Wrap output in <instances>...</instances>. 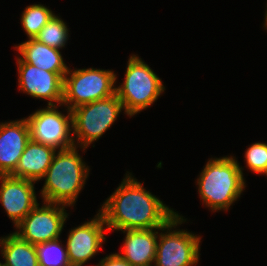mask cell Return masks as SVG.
Masks as SVG:
<instances>
[{
    "mask_svg": "<svg viewBox=\"0 0 267 266\" xmlns=\"http://www.w3.org/2000/svg\"><path fill=\"white\" fill-rule=\"evenodd\" d=\"M99 211L107 230L121 231L165 230L166 225L177 215L129 174Z\"/></svg>",
    "mask_w": 267,
    "mask_h": 266,
    "instance_id": "cell-1",
    "label": "cell"
},
{
    "mask_svg": "<svg viewBox=\"0 0 267 266\" xmlns=\"http://www.w3.org/2000/svg\"><path fill=\"white\" fill-rule=\"evenodd\" d=\"M88 166L82 162L76 146L62 149L53 156L41 191L44 202L68 206L74 204L88 177Z\"/></svg>",
    "mask_w": 267,
    "mask_h": 266,
    "instance_id": "cell-2",
    "label": "cell"
},
{
    "mask_svg": "<svg viewBox=\"0 0 267 266\" xmlns=\"http://www.w3.org/2000/svg\"><path fill=\"white\" fill-rule=\"evenodd\" d=\"M197 183L203 203L213 211L228 209L245 188L242 168L234 157L211 158Z\"/></svg>",
    "mask_w": 267,
    "mask_h": 266,
    "instance_id": "cell-3",
    "label": "cell"
},
{
    "mask_svg": "<svg viewBox=\"0 0 267 266\" xmlns=\"http://www.w3.org/2000/svg\"><path fill=\"white\" fill-rule=\"evenodd\" d=\"M124 80L116 94L130 116L148 108L165 89L161 79L136 55L129 58Z\"/></svg>",
    "mask_w": 267,
    "mask_h": 266,
    "instance_id": "cell-4",
    "label": "cell"
},
{
    "mask_svg": "<svg viewBox=\"0 0 267 266\" xmlns=\"http://www.w3.org/2000/svg\"><path fill=\"white\" fill-rule=\"evenodd\" d=\"M71 74V75H70ZM68 75L70 77H68ZM116 74L109 70L78 69L63 78V105L72 110L78 106L116 94Z\"/></svg>",
    "mask_w": 267,
    "mask_h": 266,
    "instance_id": "cell-5",
    "label": "cell"
},
{
    "mask_svg": "<svg viewBox=\"0 0 267 266\" xmlns=\"http://www.w3.org/2000/svg\"><path fill=\"white\" fill-rule=\"evenodd\" d=\"M123 109L117 94L72 109V129L81 147L99 139Z\"/></svg>",
    "mask_w": 267,
    "mask_h": 266,
    "instance_id": "cell-6",
    "label": "cell"
},
{
    "mask_svg": "<svg viewBox=\"0 0 267 266\" xmlns=\"http://www.w3.org/2000/svg\"><path fill=\"white\" fill-rule=\"evenodd\" d=\"M184 219L178 214L166 225L169 232L160 233L155 266H193L199 260L200 237L187 231H170ZM170 228V229H169Z\"/></svg>",
    "mask_w": 267,
    "mask_h": 266,
    "instance_id": "cell-7",
    "label": "cell"
},
{
    "mask_svg": "<svg viewBox=\"0 0 267 266\" xmlns=\"http://www.w3.org/2000/svg\"><path fill=\"white\" fill-rule=\"evenodd\" d=\"M55 108L57 106H47L46 109H39L26 118L30 137L35 142L55 149L71 148L75 145V139L72 135L70 136V131L73 130L71 128L72 112L68 109L69 113L65 116Z\"/></svg>",
    "mask_w": 267,
    "mask_h": 266,
    "instance_id": "cell-8",
    "label": "cell"
},
{
    "mask_svg": "<svg viewBox=\"0 0 267 266\" xmlns=\"http://www.w3.org/2000/svg\"><path fill=\"white\" fill-rule=\"evenodd\" d=\"M59 206L61 204L44 202V206L40 208L37 204L16 226L20 232L13 233L32 245L59 238L68 215L64 212L65 206Z\"/></svg>",
    "mask_w": 267,
    "mask_h": 266,
    "instance_id": "cell-9",
    "label": "cell"
},
{
    "mask_svg": "<svg viewBox=\"0 0 267 266\" xmlns=\"http://www.w3.org/2000/svg\"><path fill=\"white\" fill-rule=\"evenodd\" d=\"M19 88L35 98L49 100V106L62 105L63 79L54 72L46 71L17 58Z\"/></svg>",
    "mask_w": 267,
    "mask_h": 266,
    "instance_id": "cell-10",
    "label": "cell"
},
{
    "mask_svg": "<svg viewBox=\"0 0 267 266\" xmlns=\"http://www.w3.org/2000/svg\"><path fill=\"white\" fill-rule=\"evenodd\" d=\"M0 201L9 218L17 226L38 204L35 196L34 181L0 175Z\"/></svg>",
    "mask_w": 267,
    "mask_h": 266,
    "instance_id": "cell-11",
    "label": "cell"
},
{
    "mask_svg": "<svg viewBox=\"0 0 267 266\" xmlns=\"http://www.w3.org/2000/svg\"><path fill=\"white\" fill-rule=\"evenodd\" d=\"M104 225V218L99 212L96 218L70 231L66 249L71 265L82 266L97 253L106 239L103 234Z\"/></svg>",
    "mask_w": 267,
    "mask_h": 266,
    "instance_id": "cell-12",
    "label": "cell"
},
{
    "mask_svg": "<svg viewBox=\"0 0 267 266\" xmlns=\"http://www.w3.org/2000/svg\"><path fill=\"white\" fill-rule=\"evenodd\" d=\"M31 139L26 119L0 124V175H11Z\"/></svg>",
    "mask_w": 267,
    "mask_h": 266,
    "instance_id": "cell-13",
    "label": "cell"
},
{
    "mask_svg": "<svg viewBox=\"0 0 267 266\" xmlns=\"http://www.w3.org/2000/svg\"><path fill=\"white\" fill-rule=\"evenodd\" d=\"M55 152V148L30 139L11 175L34 182L42 179L51 165Z\"/></svg>",
    "mask_w": 267,
    "mask_h": 266,
    "instance_id": "cell-14",
    "label": "cell"
},
{
    "mask_svg": "<svg viewBox=\"0 0 267 266\" xmlns=\"http://www.w3.org/2000/svg\"><path fill=\"white\" fill-rule=\"evenodd\" d=\"M122 258L132 266H151L157 250V234L153 229L125 230Z\"/></svg>",
    "mask_w": 267,
    "mask_h": 266,
    "instance_id": "cell-15",
    "label": "cell"
},
{
    "mask_svg": "<svg viewBox=\"0 0 267 266\" xmlns=\"http://www.w3.org/2000/svg\"><path fill=\"white\" fill-rule=\"evenodd\" d=\"M15 48L18 49L21 59L26 63L57 73L62 79L68 72L59 49L49 47L34 38H30Z\"/></svg>",
    "mask_w": 267,
    "mask_h": 266,
    "instance_id": "cell-16",
    "label": "cell"
},
{
    "mask_svg": "<svg viewBox=\"0 0 267 266\" xmlns=\"http://www.w3.org/2000/svg\"><path fill=\"white\" fill-rule=\"evenodd\" d=\"M2 266H39L36 247L19 238L15 233L0 239Z\"/></svg>",
    "mask_w": 267,
    "mask_h": 266,
    "instance_id": "cell-17",
    "label": "cell"
},
{
    "mask_svg": "<svg viewBox=\"0 0 267 266\" xmlns=\"http://www.w3.org/2000/svg\"><path fill=\"white\" fill-rule=\"evenodd\" d=\"M39 266H70L67 249H63L59 239L35 245Z\"/></svg>",
    "mask_w": 267,
    "mask_h": 266,
    "instance_id": "cell-18",
    "label": "cell"
},
{
    "mask_svg": "<svg viewBox=\"0 0 267 266\" xmlns=\"http://www.w3.org/2000/svg\"><path fill=\"white\" fill-rule=\"evenodd\" d=\"M68 38V28L66 24L55 15L40 30L34 39L56 49L64 47Z\"/></svg>",
    "mask_w": 267,
    "mask_h": 266,
    "instance_id": "cell-19",
    "label": "cell"
},
{
    "mask_svg": "<svg viewBox=\"0 0 267 266\" xmlns=\"http://www.w3.org/2000/svg\"><path fill=\"white\" fill-rule=\"evenodd\" d=\"M53 15L50 9L41 4L28 6L23 11L21 23L29 39L35 38Z\"/></svg>",
    "mask_w": 267,
    "mask_h": 266,
    "instance_id": "cell-20",
    "label": "cell"
},
{
    "mask_svg": "<svg viewBox=\"0 0 267 266\" xmlns=\"http://www.w3.org/2000/svg\"><path fill=\"white\" fill-rule=\"evenodd\" d=\"M247 166L251 171L267 175V144L254 143L245 152Z\"/></svg>",
    "mask_w": 267,
    "mask_h": 266,
    "instance_id": "cell-21",
    "label": "cell"
},
{
    "mask_svg": "<svg viewBox=\"0 0 267 266\" xmlns=\"http://www.w3.org/2000/svg\"><path fill=\"white\" fill-rule=\"evenodd\" d=\"M97 266H132L128 261L119 254H111L99 262Z\"/></svg>",
    "mask_w": 267,
    "mask_h": 266,
    "instance_id": "cell-22",
    "label": "cell"
},
{
    "mask_svg": "<svg viewBox=\"0 0 267 266\" xmlns=\"http://www.w3.org/2000/svg\"><path fill=\"white\" fill-rule=\"evenodd\" d=\"M264 27L267 28V11H266V21H265V25H264Z\"/></svg>",
    "mask_w": 267,
    "mask_h": 266,
    "instance_id": "cell-23",
    "label": "cell"
}]
</instances>
